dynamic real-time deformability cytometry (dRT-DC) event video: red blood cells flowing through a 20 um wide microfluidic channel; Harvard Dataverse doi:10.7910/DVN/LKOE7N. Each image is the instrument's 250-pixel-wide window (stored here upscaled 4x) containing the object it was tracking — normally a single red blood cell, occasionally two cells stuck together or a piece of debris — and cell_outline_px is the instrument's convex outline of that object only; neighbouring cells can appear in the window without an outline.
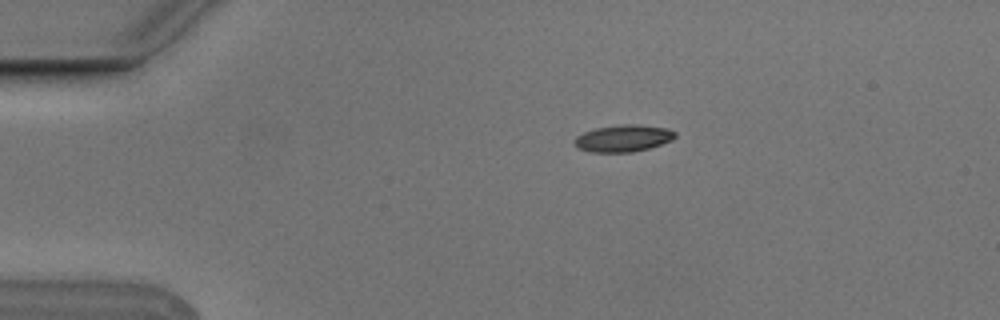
{"species": "Egyptian fruit bat (a non-hibernating species)", "species_latin": "Rousettus aegyptiacus", "temperature_condition": "cold", "stored_images_in_passage": 2, "camera_frame_rate_fps": 3000, "um_per_image_px": 0.085, "animal": {"sex": "male"}, "frame": {"image": 1, "passage_image": 1, "time_ms": 0.0, "image_size_px": [1000, 320], "cell_outline_px": [[676, 136], [672, 140], [648, 148], [632, 152], [588, 152], [576, 148], [572, 144], [572, 140], [576, 136], [584, 132], [596, 128], [624, 124], [636, 124], [668, 128], [676, 132]], "centroid_in_image_um": [52.92, 11.76], "position_along_channel_um": 32.1, "area_um2": 15.95}}